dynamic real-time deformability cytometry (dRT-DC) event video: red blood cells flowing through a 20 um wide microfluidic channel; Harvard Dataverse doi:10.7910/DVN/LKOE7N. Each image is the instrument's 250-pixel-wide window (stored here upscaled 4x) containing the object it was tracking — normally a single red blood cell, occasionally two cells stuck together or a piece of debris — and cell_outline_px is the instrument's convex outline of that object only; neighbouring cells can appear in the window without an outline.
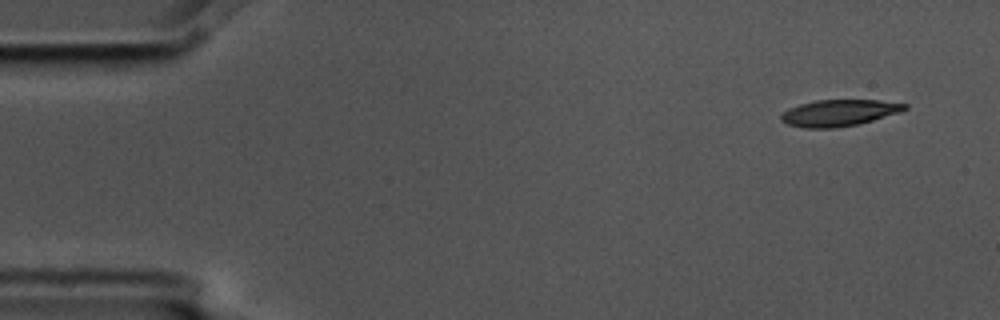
{"species": "common noctule bat (a hibernating species)", "species_latin": "Nyctalus noctula", "temperature_condition": "cold", "stored_images_in_passage": 4, "camera_frame_rate_fps": 3000, "um_per_image_px": 0.085, "animal": {"sex": "male", "body_mass_g": 17.5, "forearm_length_mm": 52.3}, "frame": {"image": 1, "passage_image": 1, "time_ms": 0.0, "image_size_px": [1000, 320], "cell_outline_px": [[908, 108], [900, 112], [872, 120], [856, 124], [836, 128], [804, 128], [788, 124], [780, 120], [780, 116], [788, 108], [800, 104], [816, 100], [880, 100], [908, 104]], "centroid_in_image_um": [71.31, 9.59], "position_along_channel_um": 13.7, "area_um2": 19.02}}
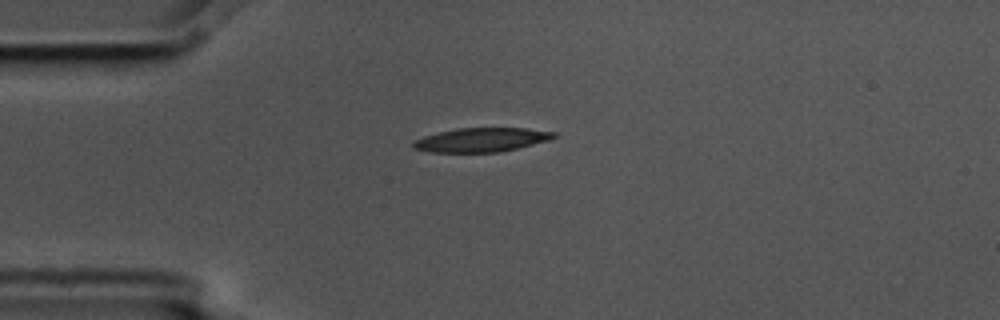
{"frame": {"image": 2, "passage_image": 4, "time_ms": 1.0, "image_size_px": [1000, 320], "cell_outline_px": [[556, 136], [552, 140], [500, 152], [432, 152], [412, 148], [412, 140], [424, 136], [456, 128], [524, 128], [556, 132]], "centroid_in_image_um": [40.93, 11.88], "position_along_channel_um": 44.1, "area_um2": 19.77}}